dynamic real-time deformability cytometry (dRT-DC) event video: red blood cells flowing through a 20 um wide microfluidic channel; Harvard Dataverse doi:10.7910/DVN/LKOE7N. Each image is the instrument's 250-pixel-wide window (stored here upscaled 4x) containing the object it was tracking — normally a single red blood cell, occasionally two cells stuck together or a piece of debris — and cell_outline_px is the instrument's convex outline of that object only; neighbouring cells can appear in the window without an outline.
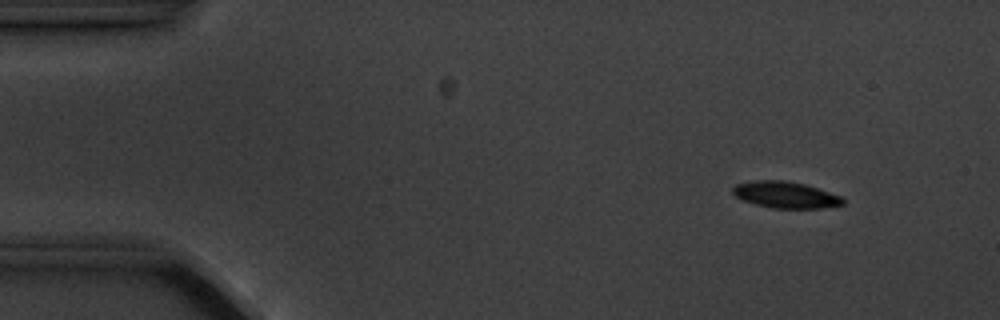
{"species": "common noctule bat (a hibernating species)", "species_latin": "Nyctalus noctula", "temperature_condition": "cold", "stored_images_in_passage": 4, "camera_frame_rate_fps": 3000, "um_per_image_px": 0.085, "animal": {"sex": "male", "body_mass_g": 20.1, "forearm_length_mm": 53.5}, "frame": {"image": 1, "passage_image": 1, "time_ms": 0.0, "image_size_px": [1000, 320], "cell_outline_px": [[844, 204], [820, 208], [772, 208], [756, 204], [744, 200], [736, 196], [732, 192], [732, 188], [736, 184], [752, 180], [784, 180], [804, 184], [840, 196], [844, 200]], "centroid_in_image_um": [66.73, 16.55], "position_along_channel_um": 18.3, "area_um2": 16.76}}
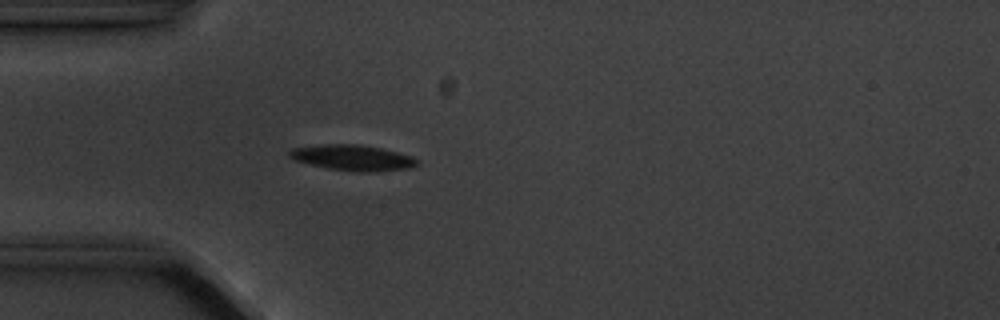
{"frame": {"image": 2, "passage_image": 4, "time_ms": 3.333, "image_size_px": [1000, 320], "cell_outline_px": [[420, 164], [412, 168], [368, 172], [360, 172], [328, 168], [308, 164], [296, 160], [288, 156], [288, 152], [292, 148], [324, 144], [356, 144], [380, 148], [412, 156], [420, 160]], "centroid_in_image_um": [30.01, 13.41], "position_along_channel_um": 55.0, "area_um2": 19.07}}